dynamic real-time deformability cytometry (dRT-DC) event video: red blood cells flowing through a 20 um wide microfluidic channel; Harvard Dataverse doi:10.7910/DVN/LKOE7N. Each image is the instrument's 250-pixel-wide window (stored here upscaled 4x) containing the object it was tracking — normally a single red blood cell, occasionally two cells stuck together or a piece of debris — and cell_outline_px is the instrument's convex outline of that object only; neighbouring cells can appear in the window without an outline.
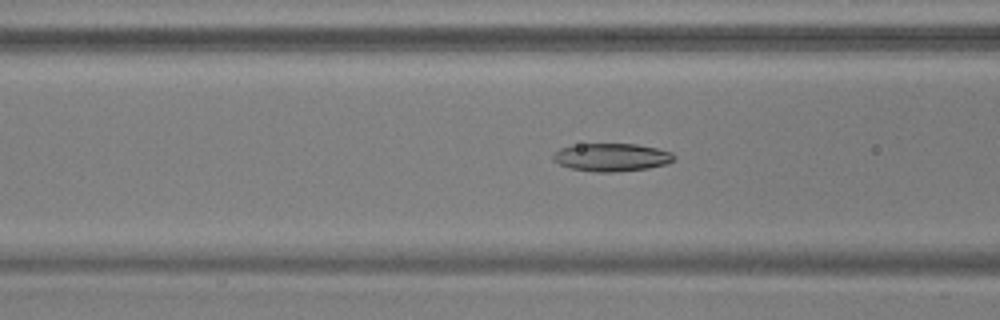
{"species": "common noctule bat (a hibernating species)", "species_latin": "Nyctalus noctula", "temperature_condition": "warm", "stored_images_in_passage": 54, "camera_frame_rate_fps": 3000, "um_per_image_px": 0.085, "animal": {"sex": "male", "body_mass_g": 17.9, "forearm_length_mm": 54.2}, "frame": {"image": 1, "passage_image": 22, "time_ms": 7.0, "image_size_px": [1000, 320], "cell_outline_px": [[676, 160], [668, 164], [648, 168], [612, 172], [596, 172], [572, 168], [560, 164], [552, 160], [552, 156], [560, 148], [580, 144], [636, 144], [656, 148], [672, 152], [676, 156]], "centroid_in_image_um": [52.04, 13.37], "position_along_channel_um": 114.6, "area_um2": 19.65}}
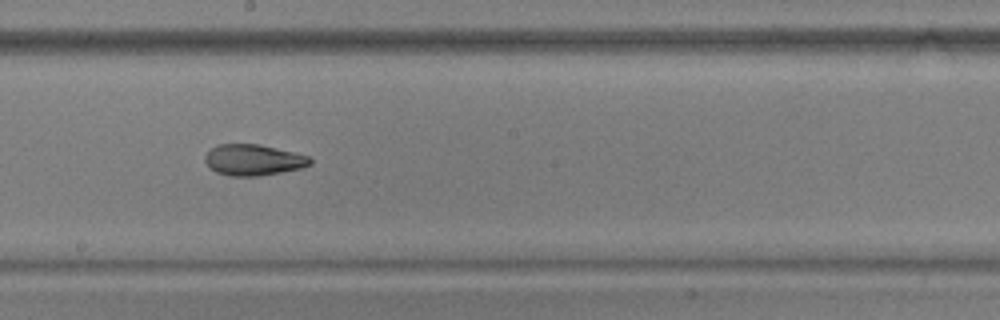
{"frame": {"image": 2, "passage_image": 31, "time_ms": 10.0, "image_size_px": [1000, 320], "cell_outline_px": [[312, 164], [300, 168], [280, 172], [256, 176], [228, 176], [216, 172], [208, 168], [204, 160], [204, 156], [212, 148], [220, 144], [260, 144], [308, 156], [312, 160]], "centroid_in_image_um": [21.49, 13.6], "position_along_channel_um": 226.7, "area_um2": 18.96}}
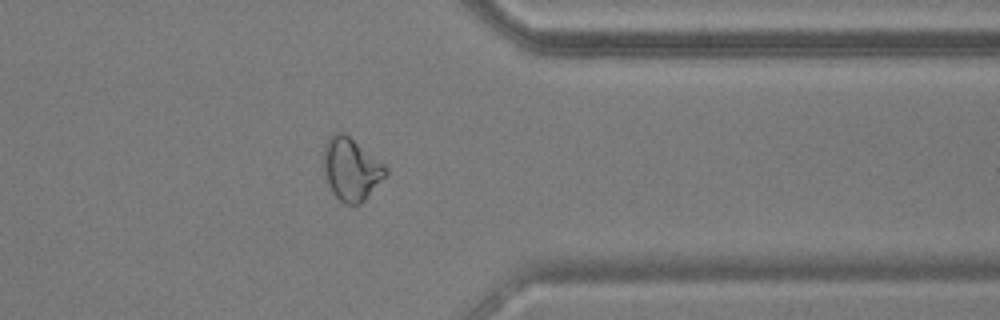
{"frame": {"image": 3, "passage_image": 44, "time_ms": 14.333, "image_size_px": [1000, 320], "cell_outline_px": [[388, 172], [368, 196], [360, 204], [344, 204], [332, 192], [324, 176], [324, 144], [332, 132], [344, 132], [384, 164], [388, 168]], "centroid_in_image_um": [29.83, 14.36], "position_along_channel_um": 381.6, "area_um2": 22.54}, "authors_computed_cell_mechanics": {"area_um2": 20.3456, "velocity_mm_per_s": 3.7275, "shape_relaxation_time_tau1_ms": 8.5583, "shape_relaxation_time_tau2_ms": 3.2533, "deformation_change_tau1": 0.2597, "deformation_change_tau2": 0.1092}}